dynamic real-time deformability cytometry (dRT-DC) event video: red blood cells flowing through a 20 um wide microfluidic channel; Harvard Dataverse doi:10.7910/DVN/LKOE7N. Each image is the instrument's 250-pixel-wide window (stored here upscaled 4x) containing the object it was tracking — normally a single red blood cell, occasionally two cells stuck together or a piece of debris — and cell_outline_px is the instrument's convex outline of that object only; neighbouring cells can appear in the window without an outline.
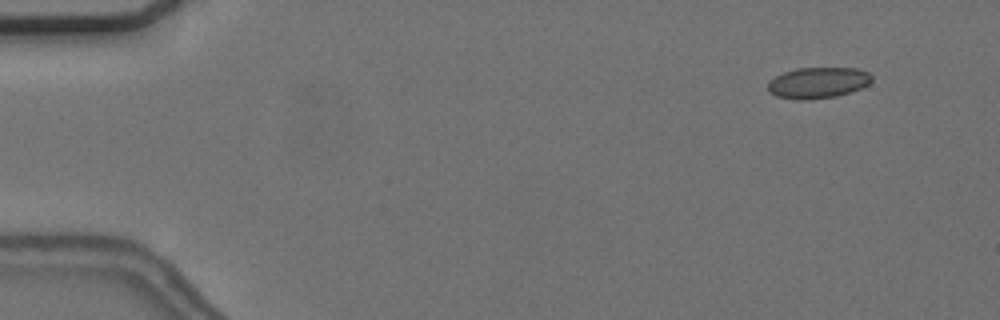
{"species": "common noctule bat (a hibernating species)", "species_latin": "Nyctalus noctula", "temperature_condition": "cold", "stored_images_in_passage": 12, "camera_frame_rate_fps": 3000, "um_per_image_px": 0.085, "animal": {"sex": "female", "body_mass_g": 24.6, "forearm_length_mm": 56.2}, "frame": {"image": 1, "passage_image": 5, "time_ms": 1.333, "image_size_px": [1000, 320], "cell_outline_px": [[872, 80], [868, 84], [852, 92], [836, 96], [804, 100], [796, 100], [776, 96], [768, 92], [768, 84], [776, 76], [784, 72], [796, 68], [856, 68], [868, 72], [872, 76]], "centroid_in_image_um": [69.53, 7.04], "position_along_channel_um": 15.5, "area_um2": 18.79}}